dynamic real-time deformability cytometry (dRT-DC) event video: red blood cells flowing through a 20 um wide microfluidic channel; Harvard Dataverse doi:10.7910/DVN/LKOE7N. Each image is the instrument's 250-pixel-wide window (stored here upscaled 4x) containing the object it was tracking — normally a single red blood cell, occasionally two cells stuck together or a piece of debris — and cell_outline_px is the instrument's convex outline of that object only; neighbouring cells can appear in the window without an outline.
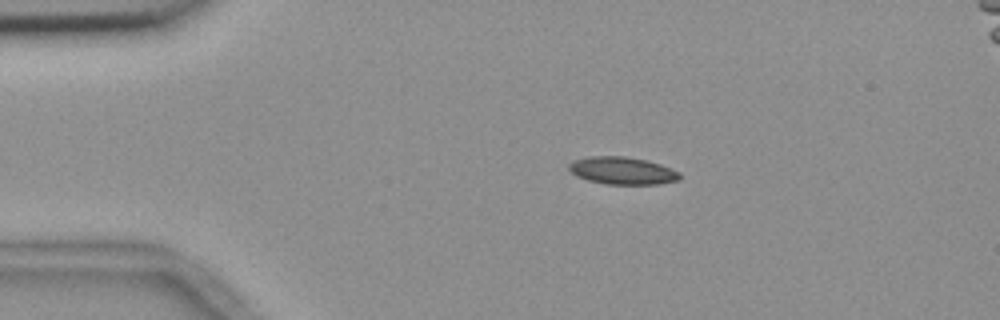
{"species": "common noctule bat (a hibernating species)", "species_latin": "Nyctalus noctula", "temperature_condition": "room temperature", "stored_images_in_passage": 45, "camera_frame_rate_fps": 3000, "um_per_image_px": 0.085, "animal": {"sex": "female", "body_mass_g": 18.4}, "frame": {"image": 1, "passage_image": 1, "time_ms": 0.0, "image_size_px": [1000, 320], "cell_outline_px": [[680, 180], [656, 184], [604, 184], [588, 180], [576, 176], [568, 168], [568, 164], [576, 160], [588, 156], [624, 156], [644, 160], [660, 164], [680, 172]], "centroid_in_image_um": [52.89, 14.51], "position_along_channel_um": 32.1, "area_um2": 17.63}}
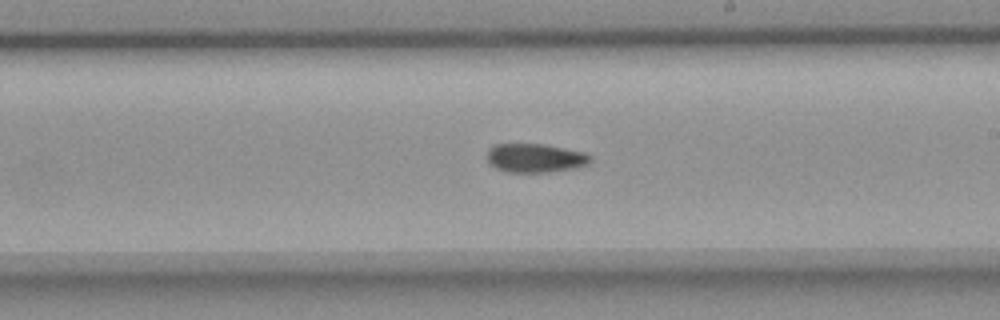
{"frame": {"image": 2, "passage_image": 22, "time_ms": 7.0, "image_size_px": [1000, 320], "cell_outline_px": [[592, 160], [588, 164], [580, 168], [548, 172], [504, 172], [488, 164], [484, 156], [488, 148], [496, 144], [544, 144], [584, 152], [592, 156]], "centroid_in_image_um": [45.46, 13.44], "position_along_channel_um": 243.5, "area_um2": 17.86}}
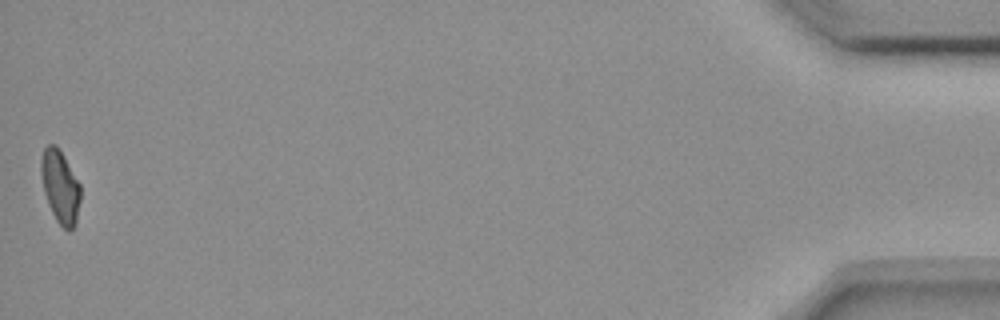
{"frame": {"image": 3, "passage_image": 45, "time_ms": 14.667, "image_size_px": [1000, 320], "cell_outline_px": [[80, 200], [76, 224], [68, 232], [56, 220], [48, 204], [44, 192], [40, 172], [40, 160], [44, 148], [48, 144], [56, 144], [64, 156], [80, 184]], "centroid_in_image_um": [5.11, 15.86], "position_along_channel_um": 430.1, "area_um2": 16.82}, "authors_computed_cell_mechanics": {"area_um2": 17.5134, "velocity_mm_per_s": 3.6854, "shape_relaxation_time_tau1_ms": null, "shape_relaxation_time_tau2_ms": 6.7223, "deformation_change_tau1": null, "deformation_change_tau2": 0.1256}}